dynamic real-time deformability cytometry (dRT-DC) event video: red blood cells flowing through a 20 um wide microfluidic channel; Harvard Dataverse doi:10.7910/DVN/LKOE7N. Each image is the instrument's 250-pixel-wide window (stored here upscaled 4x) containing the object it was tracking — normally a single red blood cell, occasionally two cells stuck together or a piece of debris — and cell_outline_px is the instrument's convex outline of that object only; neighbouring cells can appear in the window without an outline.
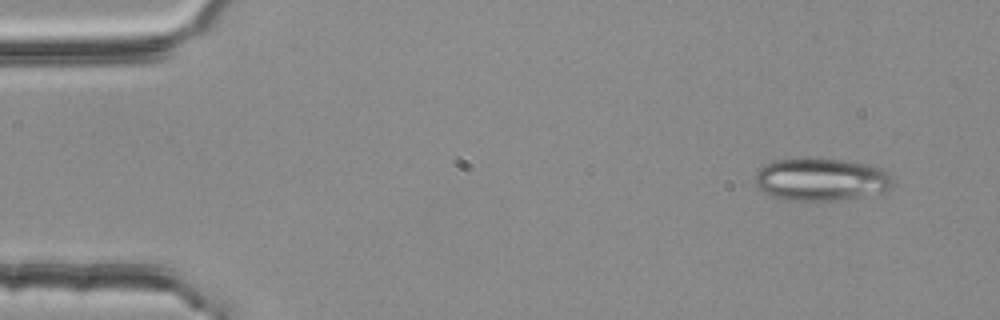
{"species": "common noctule bat (a hibernating species)", "species_latin": "Nyctalus noctula", "temperature_condition": "room temperature", "stored_images_in_passage": 4, "camera_frame_rate_fps": 3000, "um_per_image_px": 0.085, "animal": {"sex": "female", "body_mass_g": 25.1}, "frame": {"image": 1, "passage_image": 1, "time_ms": 0.0, "image_size_px": [1000, 320], "cell_outline_px": [[892, 184], [888, 188], [880, 192], [832, 200], [796, 200], [776, 196], [764, 192], [756, 184], [756, 172], [764, 164], [776, 160], [840, 160], [868, 164], [884, 168], [892, 180]], "centroid_in_image_um": [69.79, 15.24], "position_along_channel_um": 15.2, "area_um2": 32.89}}